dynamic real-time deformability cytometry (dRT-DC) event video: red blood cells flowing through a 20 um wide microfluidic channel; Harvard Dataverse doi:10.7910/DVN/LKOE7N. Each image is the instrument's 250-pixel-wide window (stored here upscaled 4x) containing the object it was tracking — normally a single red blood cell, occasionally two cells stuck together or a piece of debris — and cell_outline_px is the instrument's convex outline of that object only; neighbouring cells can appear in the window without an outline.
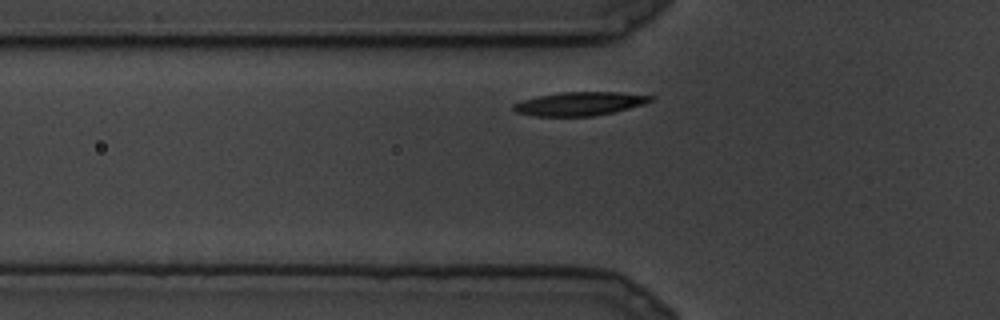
{"species": "common noctule bat (a hibernating species)", "species_latin": "Nyctalus noctula", "temperature_condition": "cold", "stored_images_in_passage": 17, "camera_frame_rate_fps": 3000, "um_per_image_px": 0.085, "animal": {"sex": "male", "body_mass_g": 19.5, "forearm_length_mm": 54.6}, "frame": {"image": 1, "passage_image": 2, "time_ms": 0.333, "image_size_px": [1000, 320], "cell_outline_px": [[656, 96], [652, 100], [644, 104], [612, 112], [592, 116], [536, 116], [516, 112], [512, 108], [512, 104], [536, 96], [560, 92], [620, 92]], "centroid_in_image_um": [49.27, 8.81], "position_along_channel_um": 76.5, "area_um2": 18.79}}
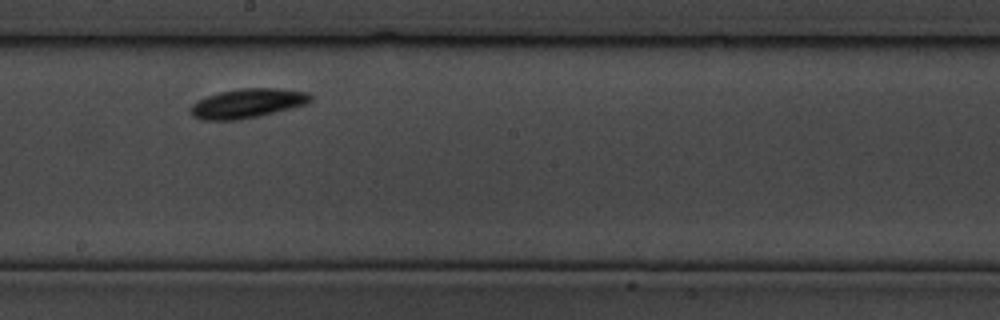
{"frame": {"image": 2, "passage_image": 8, "time_ms": 2.333, "image_size_px": [1000, 320], "cell_outline_px": [[312, 100], [308, 104], [260, 116], [240, 120], [200, 120], [192, 116], [188, 108], [192, 104], [208, 96], [220, 92], [240, 88], [276, 88], [308, 92], [312, 96]], "centroid_in_image_um": [21.04, 8.79], "position_along_channel_um": 227.2, "area_um2": 20.69}}
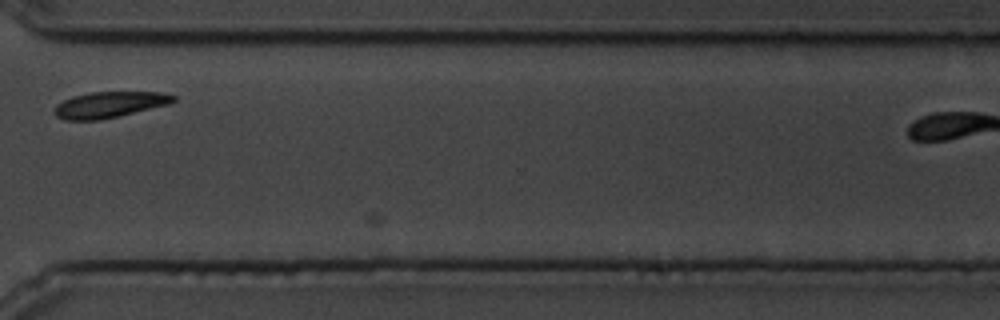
{"frame": {"image": 3, "passage_image": 14, "time_ms": 4.333, "image_size_px": [1000, 320], "cell_outline_px": [[176, 100], [168, 104], [100, 120], [64, 120], [56, 116], [56, 104], [72, 96], [92, 92], [160, 92], [176, 96]], "centroid_in_image_um": [9.29, 8.89], "position_along_channel_um": 361.3, "area_um2": 17.74}}